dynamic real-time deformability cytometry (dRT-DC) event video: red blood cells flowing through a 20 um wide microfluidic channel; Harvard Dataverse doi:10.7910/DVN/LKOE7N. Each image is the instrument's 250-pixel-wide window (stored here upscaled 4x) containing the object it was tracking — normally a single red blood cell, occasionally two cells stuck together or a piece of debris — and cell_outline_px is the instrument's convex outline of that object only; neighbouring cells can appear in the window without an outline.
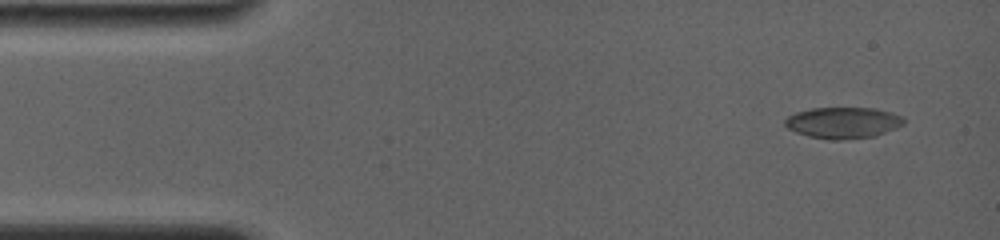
{"species": "common noctule bat (a hibernating species)", "species_latin": "Nyctalus noctula", "temperature_condition": "room temperature", "stored_images_in_passage": 25, "camera_frame_rate_fps": 4000, "um_per_image_px": 0.085, "animal": {"sex": "female", "body_mass_g": 19.0, "forearm_length_mm": 56.7}, "frame": {"image": 1, "passage_image": 1, "time_ms": 0.0, "image_size_px": [1000, 240], "cell_outline_px": [[904, 124], [896, 128], [876, 136], [840, 140], [828, 140], [808, 136], [796, 132], [788, 128], [784, 124], [784, 120], [788, 116], [796, 112], [812, 108], [872, 108], [892, 112], [904, 116]], "centroid_in_image_um": [71.67, 10.43], "position_along_channel_um": 13.3, "area_um2": 21.79}}
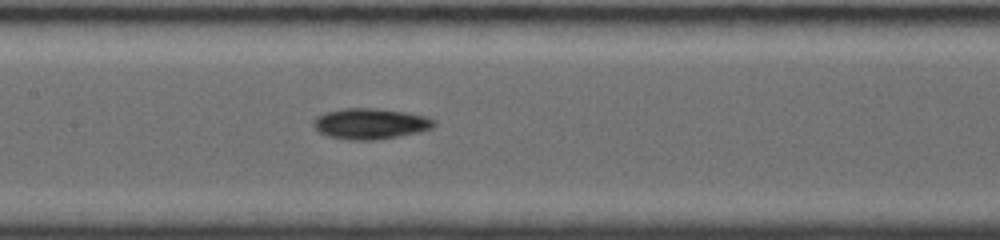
{"frame": {"image": 2, "passage_image": 11, "time_ms": 6.75, "image_size_px": [1000, 240], "cell_outline_px": [[436, 124], [432, 128], [420, 132], [372, 140], [352, 140], [332, 136], [320, 132], [312, 124], [312, 120], [316, 116], [324, 112], [344, 108], [376, 108], [404, 112], [424, 116], [432, 120]], "centroid_in_image_um": [31.45, 10.5], "position_along_channel_um": 176.0, "area_um2": 21.33}}
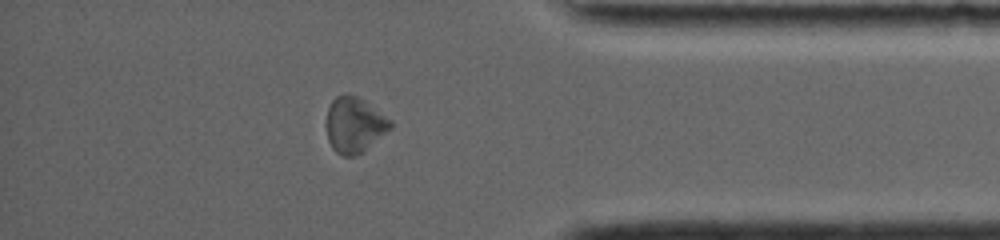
{"frame": {"image": 3, "passage_image": 22, "time_ms": 13.0, "image_size_px": [1000, 240], "cell_outline_px": [[392, 128], [364, 152], [356, 156], [344, 156], [336, 152], [332, 148], [328, 140], [324, 124], [328, 108], [332, 100], [336, 96], [344, 92], [348, 92], [364, 100], [392, 120]], "centroid_in_image_um": [30.1, 10.61], "position_along_channel_um": 405.1, "area_um2": 21.33}, "authors_computed_cell_mechanics": {"area_um2": 20.7502, "velocity_mm_per_s": 3.8267, "shape_relaxation_time_tau1_ms": 2.0954, "shape_relaxation_time_tau2_ms": null, "deformation_change_tau1": 0.1007, "deformation_change_tau2": null}}